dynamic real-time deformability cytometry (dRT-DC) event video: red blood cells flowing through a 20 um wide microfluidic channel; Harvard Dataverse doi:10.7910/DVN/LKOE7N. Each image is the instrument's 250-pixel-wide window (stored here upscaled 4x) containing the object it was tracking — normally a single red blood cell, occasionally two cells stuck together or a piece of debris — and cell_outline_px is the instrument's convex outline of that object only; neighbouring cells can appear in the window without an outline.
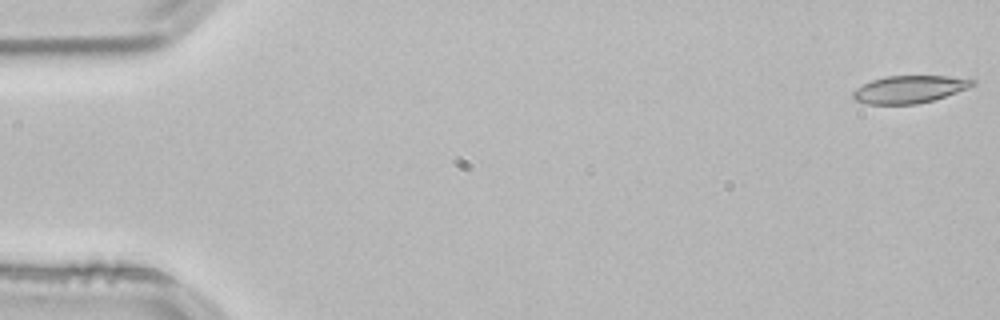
{"species": "common noctule bat (a hibernating species)", "species_latin": "Nyctalus noctula", "temperature_condition": "room temperature", "stored_images_in_passage": 53, "camera_frame_rate_fps": 3000, "um_per_image_px": 0.085, "animal": {"sex": "male", "body_mass_g": 21.5, "forearm_length_mm": 52.0}, "frame": {"image": 1, "passage_image": 1, "time_ms": 0.0, "image_size_px": [1000, 320], "cell_outline_px": [[976, 84], [968, 88], [932, 100], [916, 104], [868, 104], [856, 100], [852, 96], [852, 92], [856, 88], [872, 80], [884, 76], [944, 76], [976, 80]], "centroid_in_image_um": [77.28, 7.59], "position_along_channel_um": 7.7, "area_um2": 18.9}}
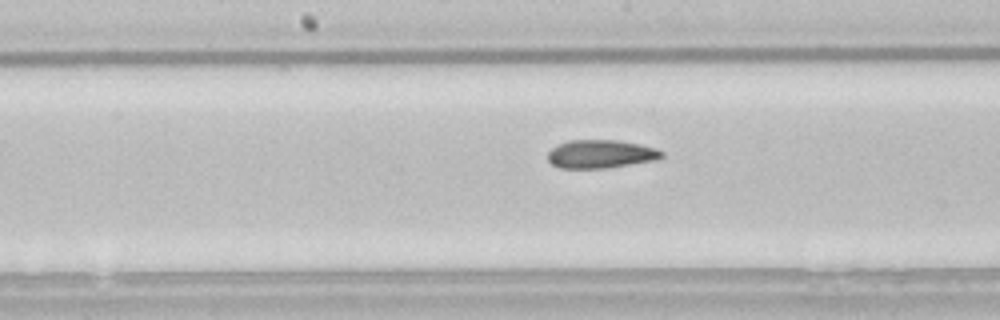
{"frame": {"image": 2, "passage_image": 27, "time_ms": 8.667, "image_size_px": [1000, 320], "cell_outline_px": [[664, 156], [652, 160], [608, 168], [560, 168], [552, 164], [548, 160], [548, 152], [556, 144], [568, 140], [616, 140], [640, 144], [656, 148], [664, 152]], "centroid_in_image_um": [51.03, 13.08], "position_along_channel_um": 197.2, "area_um2": 18.79}}
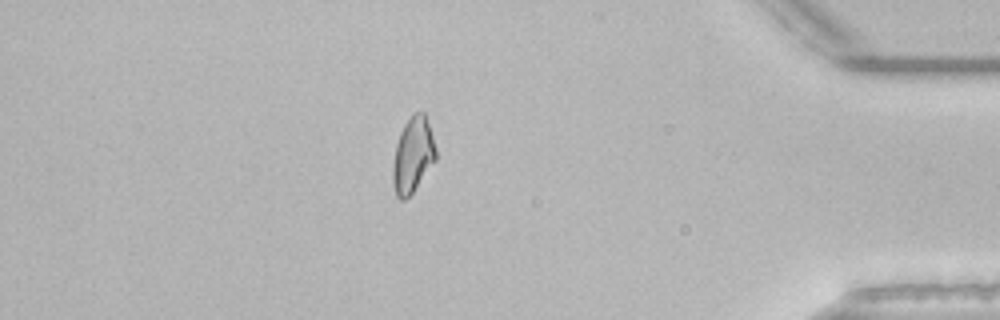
{"frame": {"image": 3, "passage_image": 46, "time_ms": 15.0, "image_size_px": [1000, 320], "cell_outline_px": [[436, 160], [412, 192], [404, 200], [400, 200], [396, 196], [392, 180], [392, 164], [396, 144], [400, 132], [404, 124], [412, 112], [424, 112], [436, 148]], "centroid_in_image_um": [35.07, 13.17], "position_along_channel_um": 400.1, "area_um2": 18.84}, "authors_computed_cell_mechanics": {"area_um2": 19.074, "velocity_mm_per_s": 3.8443, "shape_relaxation_time_tau1_ms": 6.1743, "shape_relaxation_time_tau2_ms": 3.5207, "deformation_change_tau1": 0.1547, "deformation_change_tau2": 0.1142}}